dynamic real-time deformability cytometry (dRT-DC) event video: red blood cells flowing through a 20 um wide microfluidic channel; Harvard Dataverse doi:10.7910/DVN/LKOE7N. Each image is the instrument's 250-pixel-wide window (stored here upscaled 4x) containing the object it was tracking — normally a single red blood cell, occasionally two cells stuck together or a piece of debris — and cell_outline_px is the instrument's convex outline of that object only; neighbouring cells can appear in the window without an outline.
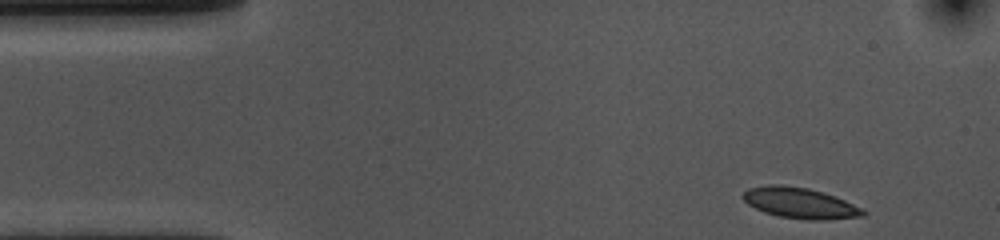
{"species": "common noctule bat (a hibernating species)", "species_latin": "Nyctalus noctula", "temperature_condition": "cold", "stored_images_in_passage": 40, "camera_frame_rate_fps": 3000, "um_per_image_px": 0.085, "animal": {"sex": "female", "body_mass_g": 10.0, "forearm_length_mm": 53.1}, "frame": {"image": 1, "passage_image": 1, "time_ms": 0.0, "image_size_px": [1000, 240], "cell_outline_px": [[868, 212], [864, 216], [828, 220], [808, 220], [780, 216], [764, 212], [748, 204], [740, 196], [748, 188], [768, 184], [776, 184], [808, 188], [844, 200]], "centroid_in_image_um": [67.97, 17.26], "position_along_channel_um": 17.0, "area_um2": 21.33}}
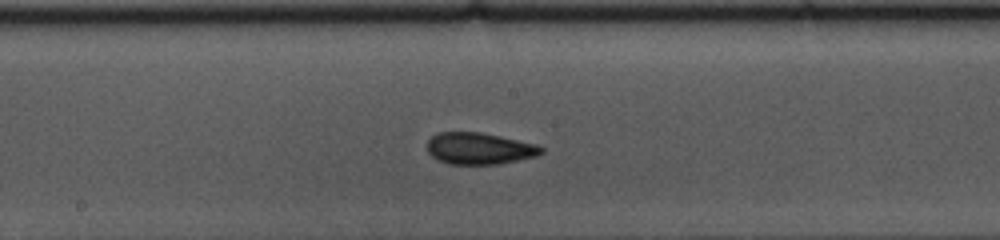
{"frame": {"image": 2, "passage_image": 23, "time_ms": 7.333, "image_size_px": [1000, 240], "cell_outline_px": [[544, 152], [536, 156], [496, 164], [452, 164], [440, 160], [432, 156], [428, 152], [428, 140], [436, 132], [480, 132], [500, 136], [536, 144], [544, 148]], "centroid_in_image_um": [40.74, 12.61], "position_along_channel_um": 207.5, "area_um2": 20.87}}
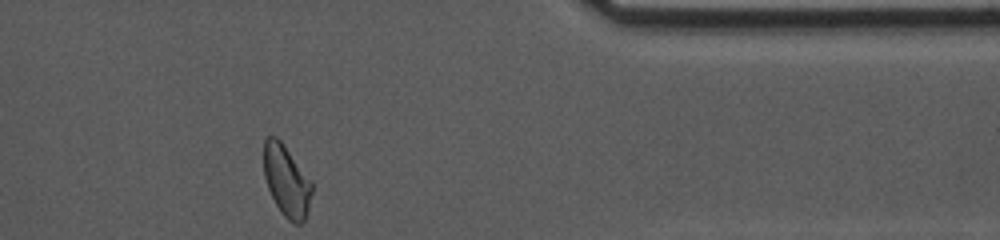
{"frame": {"image": 3, "passage_image": 40, "time_ms": 13.0, "image_size_px": [1000, 240], "cell_outline_px": [[312, 192], [308, 208], [304, 220], [300, 224], [296, 224], [288, 220], [280, 212], [268, 188], [264, 176], [264, 140], [268, 136], [276, 136], [284, 144], [312, 180]], "centroid_in_image_um": [24.36, 15.36], "position_along_channel_um": 387.0, "area_um2": 20.06}, "authors_computed_cell_mechanics": {"area_um2": 20.8658, "velocity_mm_per_s": 3.6067, "shape_relaxation_time_tau1_ms": 4.8341, "shape_relaxation_time_tau2_ms": 1.3226, "deformation_change_tau1": 0.1146, "deformation_change_tau2": 0.0478}}